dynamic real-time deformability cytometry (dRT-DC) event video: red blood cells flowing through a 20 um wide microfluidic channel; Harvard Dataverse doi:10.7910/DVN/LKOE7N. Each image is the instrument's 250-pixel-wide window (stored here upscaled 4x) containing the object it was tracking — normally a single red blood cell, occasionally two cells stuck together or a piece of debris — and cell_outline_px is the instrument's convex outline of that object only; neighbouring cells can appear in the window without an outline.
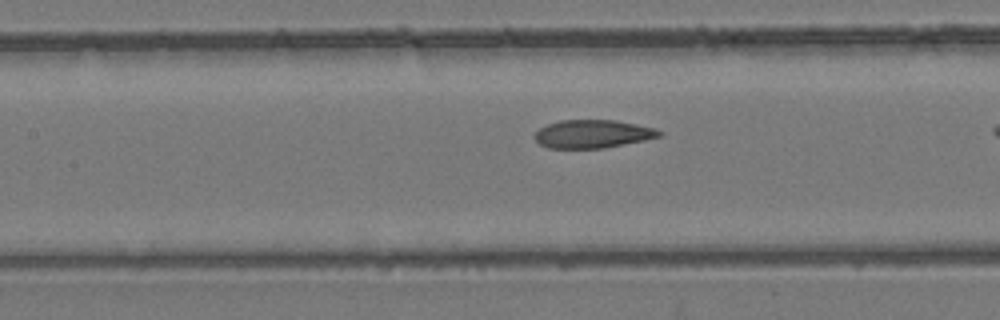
{"species": "common noctule bat (a hibernating species)", "species_latin": "Nyctalus noctula", "temperature_condition": "room temperature", "stored_images_in_passage": 12, "camera_frame_rate_fps": 3000, "um_per_image_px": 0.085, "animal": {"sex": "female", "body_mass_g": 24.6, "forearm_length_mm": 56.2}, "frame": {"image": 1, "passage_image": 10, "time_ms": 3.0, "image_size_px": [1000, 320], "cell_outline_px": [[664, 136], [604, 148], [548, 148], [540, 144], [532, 136], [540, 128], [548, 124], [560, 120], [616, 120], [656, 128], [664, 132]], "centroid_in_image_um": [50.41, 11.38], "position_along_channel_um": 157.0, "area_um2": 20.58}}